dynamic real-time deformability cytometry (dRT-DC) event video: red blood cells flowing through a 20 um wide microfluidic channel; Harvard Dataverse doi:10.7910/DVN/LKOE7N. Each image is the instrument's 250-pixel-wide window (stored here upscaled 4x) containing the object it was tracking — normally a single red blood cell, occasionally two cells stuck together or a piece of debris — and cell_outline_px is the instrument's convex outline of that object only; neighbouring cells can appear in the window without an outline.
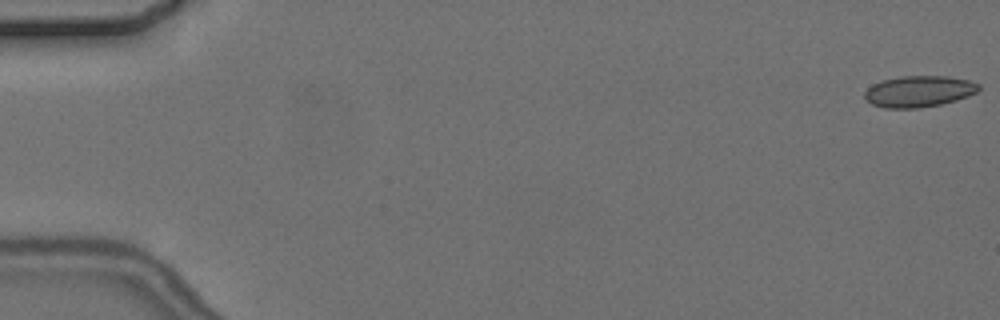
{"species": "common noctule bat (a hibernating species)", "species_latin": "Nyctalus noctula", "temperature_condition": "cold", "stored_images_in_passage": 3, "camera_frame_rate_fps": 3000, "um_per_image_px": 0.085, "animal": {"sex": "female", "body_mass_g": 24.6, "forearm_length_mm": 56.2}, "frame": {"image": 1, "passage_image": 1, "time_ms": 0.0, "image_size_px": [1000, 320], "cell_outline_px": [[980, 88], [976, 92], [968, 96], [956, 100], [940, 104], [916, 108], [884, 108], [872, 104], [864, 96], [864, 92], [872, 84], [884, 80], [900, 76], [948, 76], [968, 80], [980, 84]], "centroid_in_image_um": [78.11, 7.76], "position_along_channel_um": 6.9, "area_um2": 20.69}}